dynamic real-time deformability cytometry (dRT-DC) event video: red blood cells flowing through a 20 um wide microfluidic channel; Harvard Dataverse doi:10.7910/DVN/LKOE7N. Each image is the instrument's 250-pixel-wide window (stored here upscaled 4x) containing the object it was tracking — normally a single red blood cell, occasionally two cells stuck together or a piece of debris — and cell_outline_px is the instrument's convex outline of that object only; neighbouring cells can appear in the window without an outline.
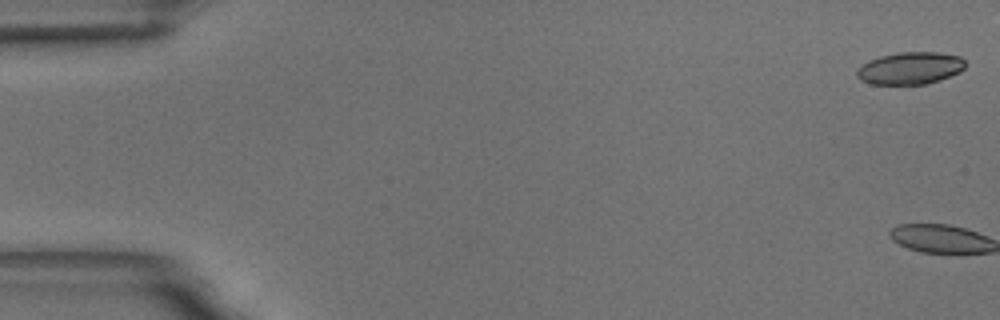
{"species": "common noctule bat (a hibernating species)", "species_latin": "Nyctalus noctula", "temperature_condition": "room temperature", "stored_images_in_passage": 2, "camera_frame_rate_fps": 3000, "um_per_image_px": 0.085, "animal": {"sex": "male", "body_mass_g": 18.8}, "frame": {"image": 1, "passage_image": 1, "time_ms": 0.0, "image_size_px": [1000, 320], "cell_outline_px": [[964, 68], [960, 72], [940, 80], [924, 84], [872, 84], [860, 80], [856, 76], [856, 72], [868, 60], [880, 56], [900, 52], [940, 52], [960, 56], [964, 60]], "centroid_in_image_um": [77.37, 5.79], "position_along_channel_um": 7.6, "area_um2": 20.35}}